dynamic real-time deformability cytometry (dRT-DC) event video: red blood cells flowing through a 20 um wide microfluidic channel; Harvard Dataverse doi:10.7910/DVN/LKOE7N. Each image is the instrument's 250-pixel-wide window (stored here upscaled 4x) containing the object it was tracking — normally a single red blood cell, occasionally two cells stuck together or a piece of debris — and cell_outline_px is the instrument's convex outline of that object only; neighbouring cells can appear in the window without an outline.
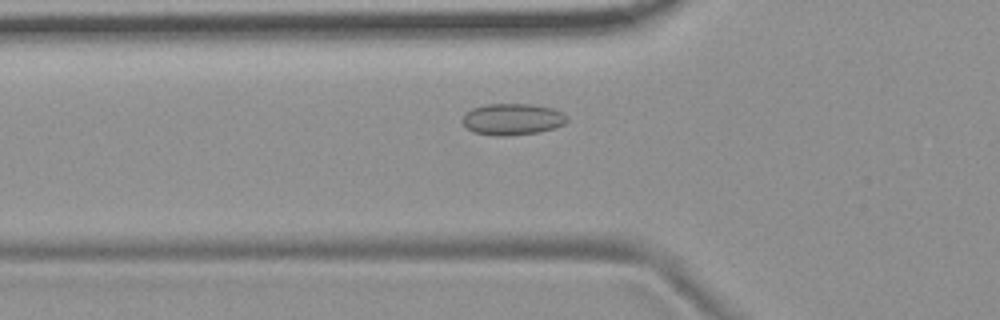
{"species": "common noctule bat (a hibernating species)", "species_latin": "Nyctalus noctula", "temperature_condition": "room temperature", "stored_images_in_passage": 42, "camera_frame_rate_fps": 3000, "um_per_image_px": 0.085, "animal": {"sex": "female", "body_mass_g": 19.9}, "frame": {"image": 1, "passage_image": 6, "time_ms": 1.667, "image_size_px": [1000, 320], "cell_outline_px": [[568, 120], [564, 124], [556, 128], [540, 132], [504, 136], [492, 136], [472, 132], [460, 120], [464, 112], [472, 108], [484, 104], [532, 104], [552, 108], [568, 116]], "centroid_in_image_um": [43.52, 10.14], "position_along_channel_um": 82.3, "area_um2": 19.54}}
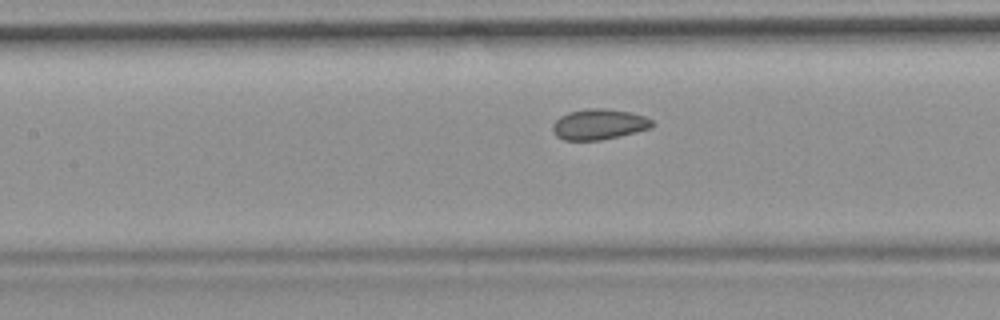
{"frame": {"image": 2, "passage_image": 12, "time_ms": 3.667, "image_size_px": [1000, 320], "cell_outline_px": [[656, 124], [652, 128], [636, 132], [600, 140], [564, 140], [556, 136], [552, 128], [552, 124], [560, 116], [568, 112], [588, 108], [608, 108], [632, 112], [644, 116], [652, 120]], "centroid_in_image_um": [50.93, 10.55], "position_along_channel_um": 156.5, "area_um2": 17.92}}
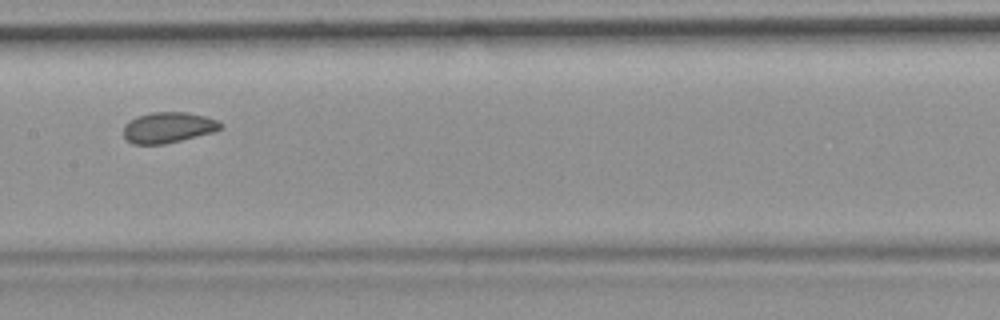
{"frame": {"image": 3, "passage_image": 15, "time_ms": 4.667, "image_size_px": [1000, 320], "cell_outline_px": [[224, 124], [220, 128], [212, 132], [164, 144], [132, 144], [124, 136], [124, 124], [136, 116], [152, 112], [188, 112], [204, 116], [216, 120]], "centroid_in_image_um": [14.26, 10.83], "position_along_channel_um": 193.1, "area_um2": 17.22}, "authors_computed_cell_mechanics": {"area_um2": 17.8313, "velocity_mm_per_s": 3.6866, "shape_relaxation_time_tau1_ms": null, "shape_relaxation_time_tau2_ms": 1.8323, "deformation_change_tau1": null, "deformation_change_tau2": 0.0557}}